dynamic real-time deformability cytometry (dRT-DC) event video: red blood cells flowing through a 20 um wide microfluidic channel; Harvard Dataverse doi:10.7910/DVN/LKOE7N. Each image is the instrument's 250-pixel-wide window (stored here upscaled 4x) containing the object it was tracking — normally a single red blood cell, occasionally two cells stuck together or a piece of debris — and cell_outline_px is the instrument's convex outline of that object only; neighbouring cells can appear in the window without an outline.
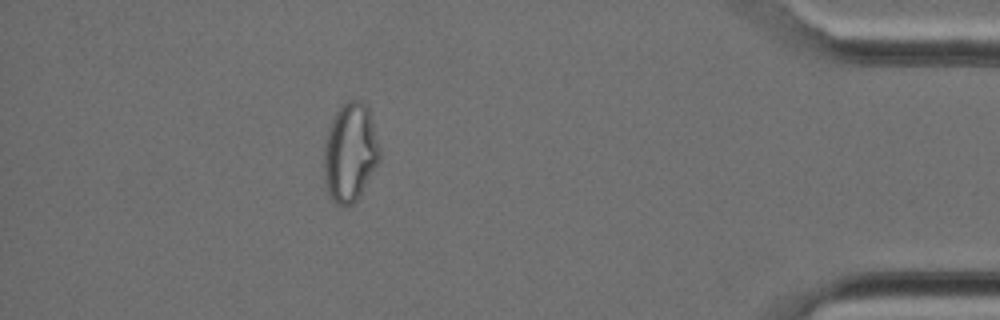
{"species": "Egyptian fruit bat (a non-hibernating species)", "species_latin": "Rousettus aegyptiacus", "temperature_condition": "cold", "stored_images_in_passage": 27, "camera_frame_rate_fps": 3000, "um_per_image_px": 0.085, "animal": {"sex": "female"}, "frame": {"image": 1, "passage_image": 23, "time_ms": 7.333, "image_size_px": [1000, 320], "cell_outline_px": [[380, 156], [360, 196], [352, 204], [344, 208], [336, 204], [328, 196], [324, 184], [324, 144], [328, 128], [336, 112], [348, 100], [360, 100], [368, 104], [380, 148]], "centroid_in_image_um": [29.74, 12.98], "position_along_channel_um": 405.5, "area_um2": 32.31}}